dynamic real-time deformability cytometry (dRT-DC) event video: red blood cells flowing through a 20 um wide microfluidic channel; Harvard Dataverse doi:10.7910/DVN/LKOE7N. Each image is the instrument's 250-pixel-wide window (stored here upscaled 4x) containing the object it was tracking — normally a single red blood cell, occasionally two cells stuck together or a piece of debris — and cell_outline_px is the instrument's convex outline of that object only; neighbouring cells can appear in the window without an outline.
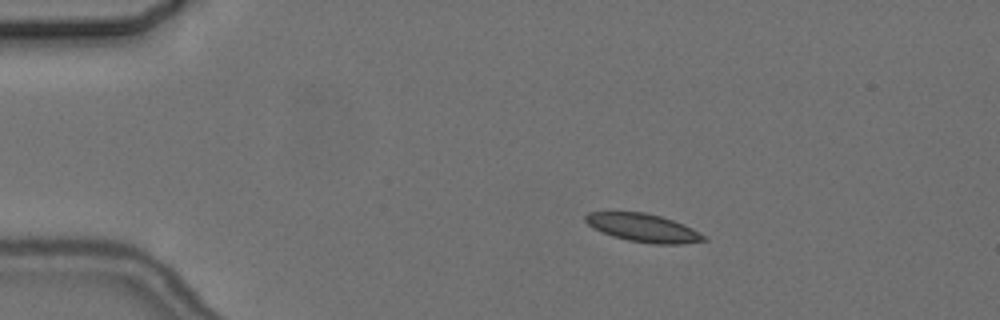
{"species": "common noctule bat (a hibernating species)", "species_latin": "Nyctalus noctula", "temperature_condition": "cold", "stored_images_in_passage": 3, "camera_frame_rate_fps": 3000, "um_per_image_px": 0.085, "animal": {"sex": "female", "body_mass_g": 24.6, "forearm_length_mm": 56.2}, "frame": {"image": 1, "passage_image": 1, "time_ms": 0.0, "image_size_px": [1000, 320], "cell_outline_px": [[708, 240], [680, 244], [656, 244], [628, 240], [612, 236], [588, 224], [584, 220], [584, 216], [588, 212], [644, 212], [660, 216], [672, 220], [692, 228], [708, 236]], "centroid_in_image_um": [54.71, 19.37], "position_along_channel_um": 30.3, "area_um2": 19.25}}